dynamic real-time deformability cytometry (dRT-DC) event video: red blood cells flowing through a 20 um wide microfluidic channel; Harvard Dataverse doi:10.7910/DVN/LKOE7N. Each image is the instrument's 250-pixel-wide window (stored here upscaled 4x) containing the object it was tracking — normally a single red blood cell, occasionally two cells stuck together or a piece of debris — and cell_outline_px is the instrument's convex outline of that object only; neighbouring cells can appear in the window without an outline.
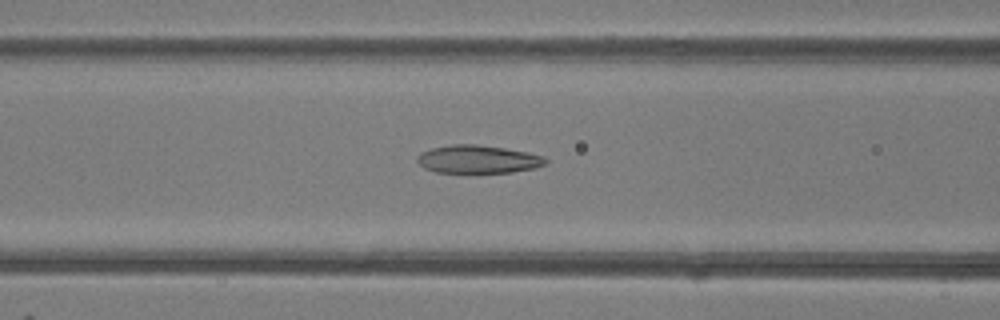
{"species": "common noctule bat (a hibernating species)", "species_latin": "Nyctalus noctula", "temperature_condition": "room temperature", "stored_images_in_passage": 47, "camera_frame_rate_fps": 3000, "um_per_image_px": 0.085, "animal": {"sex": "female"}, "frame": {"image": 1, "passage_image": 19, "time_ms": 6.0, "image_size_px": [1000, 320], "cell_outline_px": [[548, 160], [544, 164], [536, 168], [512, 172], [436, 172], [424, 168], [416, 160], [416, 156], [420, 152], [432, 148], [452, 144], [476, 144], [504, 148], [528, 152], [544, 156]], "centroid_in_image_um": [40.62, 13.53], "position_along_channel_um": 126.0, "area_um2": 20.98}}
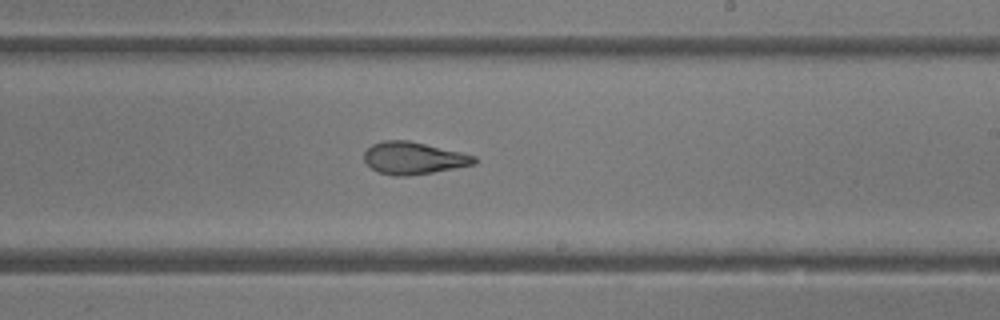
{"frame": {"image": 2, "passage_image": 28, "time_ms": 9.0, "image_size_px": [1000, 320], "cell_outline_px": [[476, 164], [432, 172], [408, 176], [392, 176], [380, 172], [372, 168], [364, 160], [364, 152], [372, 144], [384, 140], [408, 140], [460, 152], [476, 156]], "centroid_in_image_um": [35.13, 13.44], "position_along_channel_um": 253.9, "area_um2": 20.52}}
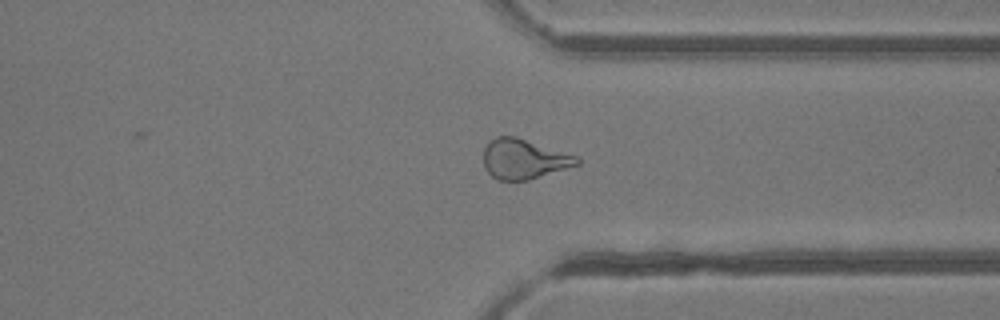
{"frame": {"image": 3, "passage_image": 36, "time_ms": 11.667, "image_size_px": [1000, 320], "cell_outline_px": [[580, 164], [528, 180], [496, 180], [484, 168], [484, 148], [488, 140], [496, 136], [516, 136], [580, 156]], "centroid_in_image_um": [44.54, 13.5], "position_along_channel_um": 366.9, "area_um2": 22.02}, "authors_computed_cell_mechanics": {"area_um2": 20.9814, "velocity_mm_per_s": 4.2563, "shape_relaxation_time_tau1_ms": null, "shape_relaxation_time_tau2_ms": 1.9787, "deformation_change_tau1": null, "deformation_change_tau2": 0.0941}}